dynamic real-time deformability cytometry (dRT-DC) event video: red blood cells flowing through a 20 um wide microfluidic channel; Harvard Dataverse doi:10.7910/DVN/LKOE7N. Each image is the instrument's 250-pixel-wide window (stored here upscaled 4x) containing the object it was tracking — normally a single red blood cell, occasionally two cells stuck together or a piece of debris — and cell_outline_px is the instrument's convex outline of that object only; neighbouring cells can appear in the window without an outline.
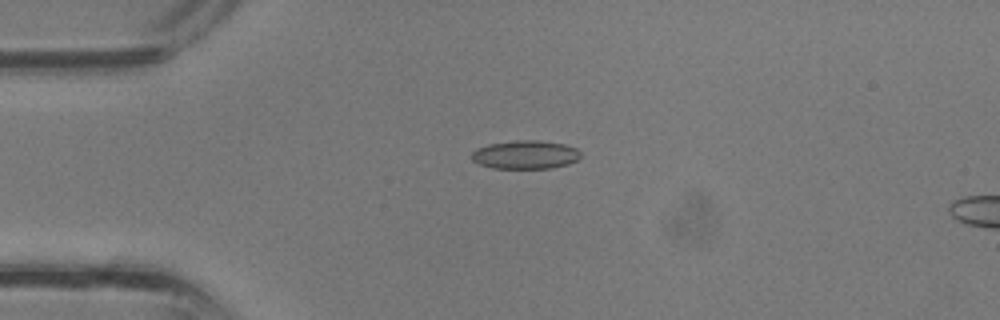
{"species": "common noctule bat (a hibernating species)", "species_latin": "Nyctalus noctula", "temperature_condition": "room temperature", "stored_images_in_passage": 36, "camera_frame_rate_fps": 3000, "um_per_image_px": 0.085, "animal": {"sex": "male", "body_mass_g": 13.3}, "frame": {"image": 1, "passage_image": 8, "time_ms": 2.333, "image_size_px": [1000, 320], "cell_outline_px": [[580, 156], [576, 160], [568, 164], [552, 168], [492, 168], [480, 164], [472, 160], [472, 152], [476, 148], [488, 144], [516, 140], [536, 140], [564, 144], [576, 148], [580, 152]], "centroid_in_image_um": [44.64, 13.14], "position_along_channel_um": 40.4, "area_um2": 18.03}}
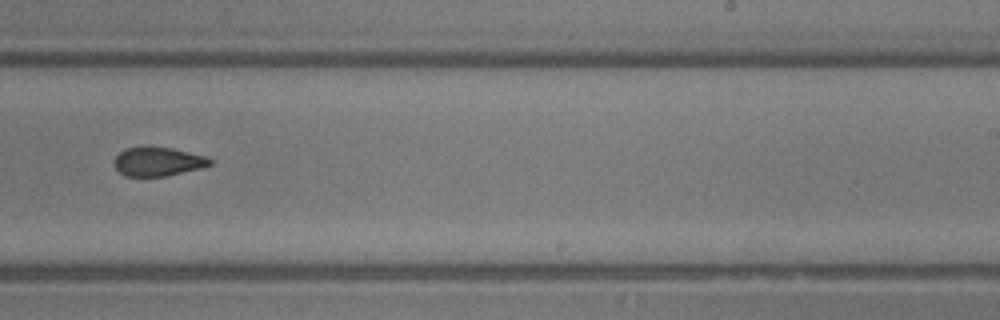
{"frame": {"image": 2, "passage_image": 22, "time_ms": 7.0, "image_size_px": [1000, 320], "cell_outline_px": [[212, 164], [200, 168], [168, 176], [124, 176], [112, 164], [112, 160], [120, 152], [128, 148], [172, 148], [204, 156], [212, 160]], "centroid_in_image_um": [13.4, 13.76], "position_along_channel_um": 275.6, "area_um2": 15.84}}
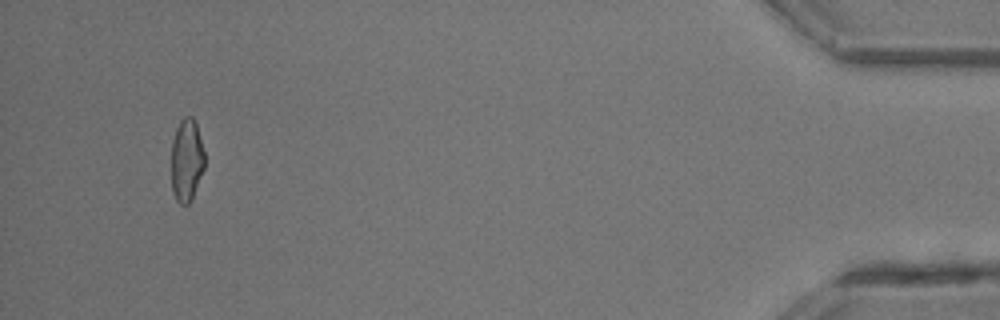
{"frame": {"image": 3, "passage_image": 34, "time_ms": 11.0, "image_size_px": [1000, 320], "cell_outline_px": [[204, 168], [192, 200], [188, 204], [180, 204], [176, 200], [172, 192], [172, 140], [176, 128], [180, 120], [184, 116], [192, 116], [196, 120], [204, 152]], "centroid_in_image_um": [15.87, 13.6], "position_along_channel_um": 419.3, "area_um2": 16.24}}